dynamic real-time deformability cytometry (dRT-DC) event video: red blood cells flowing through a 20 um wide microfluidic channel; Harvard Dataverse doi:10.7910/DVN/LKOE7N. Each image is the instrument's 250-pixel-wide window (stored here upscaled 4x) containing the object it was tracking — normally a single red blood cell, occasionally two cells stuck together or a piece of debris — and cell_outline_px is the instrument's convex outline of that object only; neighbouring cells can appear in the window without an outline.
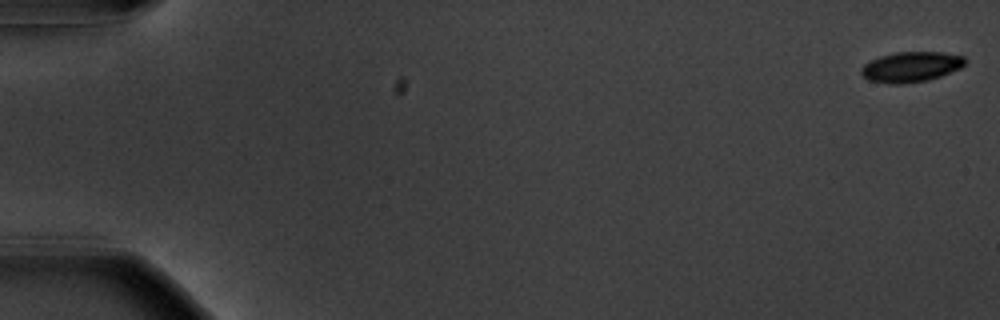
{"species": "common noctule bat (a hibernating species)", "species_latin": "Nyctalus noctula", "temperature_condition": "warm", "stored_images_in_passage": 56, "camera_frame_rate_fps": 3000, "um_per_image_px": 0.085, "animal": {"sex": "male", "body_mass_g": 20.1, "forearm_length_mm": 53.5}, "frame": {"image": 1, "passage_image": 1, "time_ms": 0.0, "image_size_px": [1000, 320], "cell_outline_px": [[968, 60], [960, 68], [940, 76], [928, 80], [904, 84], [888, 84], [868, 80], [860, 72], [860, 68], [868, 60], [880, 56], [896, 52], [940, 52], [964, 56]], "centroid_in_image_um": [77.41, 5.68], "position_along_channel_um": 7.6, "area_um2": 18.5}}
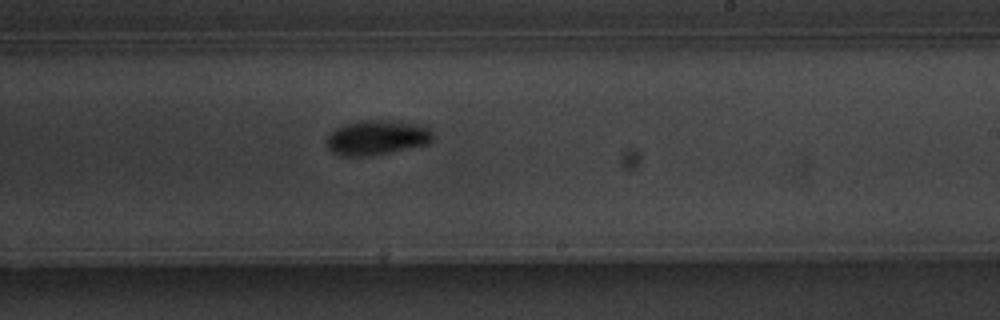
{"frame": {"image": 2, "passage_image": 35, "time_ms": 11.333, "image_size_px": [1000, 320], "cell_outline_px": [[432, 140], [428, 144], [392, 152], [372, 156], [340, 156], [332, 152], [328, 148], [324, 140], [328, 132], [344, 124], [360, 120], [392, 120], [420, 124], [428, 128], [432, 132]], "centroid_in_image_um": [31.98, 11.69], "position_along_channel_um": 257.0, "area_um2": 22.02}}
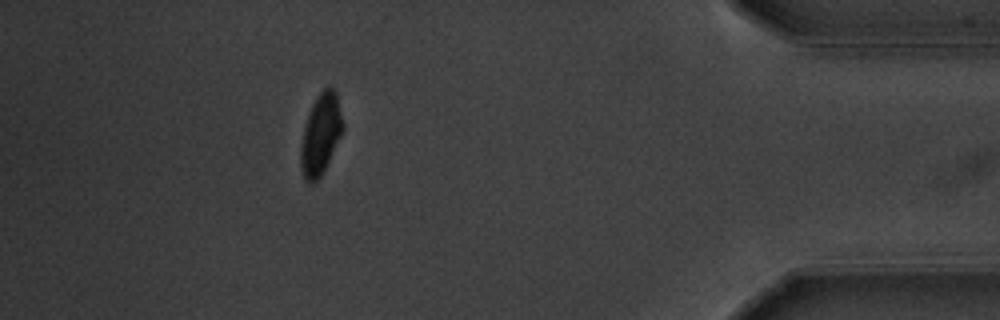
{"frame": {"image": 3, "passage_image": 51, "time_ms": 16.667, "image_size_px": [1000, 320], "cell_outline_px": [[344, 132], [324, 172], [316, 180], [304, 180], [300, 164], [300, 148], [304, 128], [312, 104], [316, 96], [324, 88], [332, 88], [336, 92], [344, 124]], "centroid_in_image_um": [27.29, 11.42], "position_along_channel_um": 407.9, "area_um2": 19.88}, "authors_computed_cell_mechanics": {"area_um2": 20.0277, "velocity_mm_per_s": 3.6602, "shape_relaxation_time_tau1_ms": 2.9114, "shape_relaxation_time_tau2_ms": null, "deformation_change_tau1": 0.1181, "deformation_change_tau2": null}}